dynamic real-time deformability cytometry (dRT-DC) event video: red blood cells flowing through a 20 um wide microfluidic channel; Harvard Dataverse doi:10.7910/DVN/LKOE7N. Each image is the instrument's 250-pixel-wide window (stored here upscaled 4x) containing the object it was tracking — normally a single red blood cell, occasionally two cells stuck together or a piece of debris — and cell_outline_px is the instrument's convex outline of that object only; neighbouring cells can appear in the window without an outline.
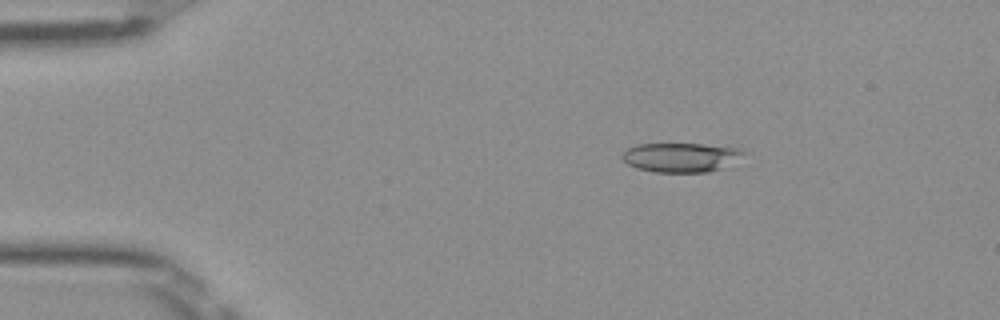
{"species": "Egyptian fruit bat (a non-hibernating species)", "species_latin": "Rousettus aegyptiacus", "temperature_condition": "room temperature", "stored_images_in_passage": 43, "camera_frame_rate_fps": 3000, "um_per_image_px": 0.085, "frame": {"image": 1, "passage_image": 1, "time_ms": 0.0, "image_size_px": [1000, 320], "cell_outline_px": [[744, 152], [736, 168], [708, 172], [656, 172], [636, 168], [628, 164], [620, 156], [628, 148], [636, 144], [704, 144], [740, 148]], "centroid_in_image_um": [58.01, 13.4], "position_along_channel_um": 27.0, "area_um2": 21.39}}
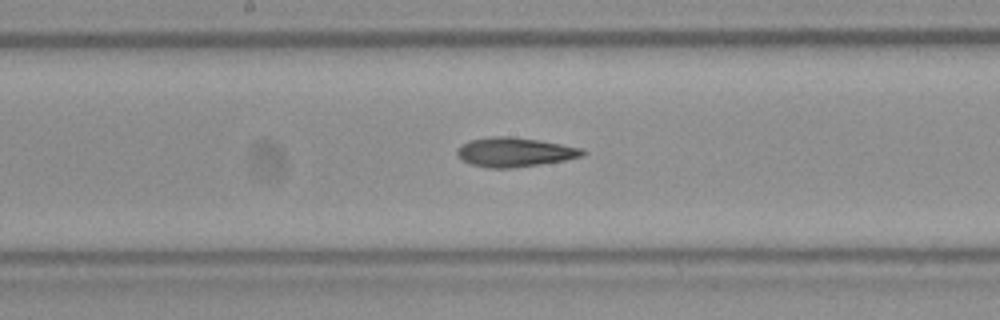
{"frame": {"image": 2, "passage_image": 19, "time_ms": 6.0, "image_size_px": [1000, 320], "cell_outline_px": [[588, 152], [584, 156], [564, 160], [540, 164], [512, 168], [488, 168], [468, 164], [460, 160], [456, 156], [456, 148], [460, 144], [468, 140], [492, 136], [512, 136], [540, 140], [580, 148]], "centroid_in_image_um": [43.67, 12.93], "position_along_channel_um": 204.5, "area_um2": 21.79}}
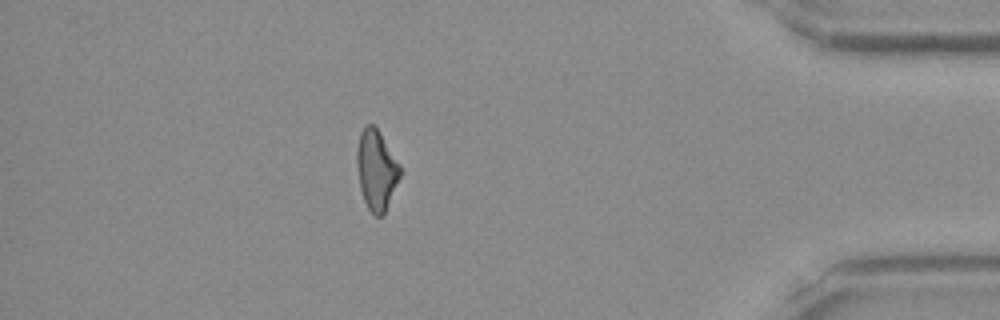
{"frame": {"image": 3, "passage_image": 37, "time_ms": 12.0, "image_size_px": [1000, 320], "cell_outline_px": [[404, 172], [384, 216], [376, 216], [368, 208], [364, 200], [360, 188], [356, 164], [356, 152], [360, 132], [368, 124], [372, 124], [380, 132], [400, 164]], "centroid_in_image_um": [32.03, 14.48], "position_along_channel_um": 403.2, "area_um2": 20.63}, "authors_computed_cell_mechanics": {"area_um2": 20.8658, "velocity_mm_per_s": 4.0267, "shape_relaxation_time_tau1_ms": null, "shape_relaxation_time_tau2_ms": 6.1642, "deformation_change_tau1": null, "deformation_change_tau2": 0.1858}}